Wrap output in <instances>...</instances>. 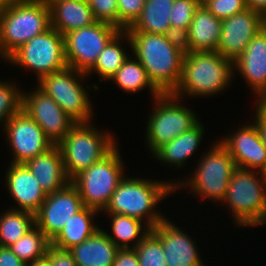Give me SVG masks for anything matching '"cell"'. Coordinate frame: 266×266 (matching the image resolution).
<instances>
[{"label": "cell", "mask_w": 266, "mask_h": 266, "mask_svg": "<svg viewBox=\"0 0 266 266\" xmlns=\"http://www.w3.org/2000/svg\"><path fill=\"white\" fill-rule=\"evenodd\" d=\"M146 0H117L118 29L125 31L139 18Z\"/></svg>", "instance_id": "d590c367"}, {"label": "cell", "mask_w": 266, "mask_h": 266, "mask_svg": "<svg viewBox=\"0 0 266 266\" xmlns=\"http://www.w3.org/2000/svg\"><path fill=\"white\" fill-rule=\"evenodd\" d=\"M48 5L51 27L63 36L96 22L88 0H52Z\"/></svg>", "instance_id": "7402d4cb"}, {"label": "cell", "mask_w": 266, "mask_h": 266, "mask_svg": "<svg viewBox=\"0 0 266 266\" xmlns=\"http://www.w3.org/2000/svg\"><path fill=\"white\" fill-rule=\"evenodd\" d=\"M3 126L6 140L13 152L10 163H25L54 146L41 127L22 109Z\"/></svg>", "instance_id": "5bb4252c"}, {"label": "cell", "mask_w": 266, "mask_h": 266, "mask_svg": "<svg viewBox=\"0 0 266 266\" xmlns=\"http://www.w3.org/2000/svg\"><path fill=\"white\" fill-rule=\"evenodd\" d=\"M234 71L246 80L255 97L266 93V34L261 30L234 61Z\"/></svg>", "instance_id": "ffe728a7"}, {"label": "cell", "mask_w": 266, "mask_h": 266, "mask_svg": "<svg viewBox=\"0 0 266 266\" xmlns=\"http://www.w3.org/2000/svg\"><path fill=\"white\" fill-rule=\"evenodd\" d=\"M167 217L151 229V232L161 241L167 266H206L201 260V254L190 235ZM181 229V230H180Z\"/></svg>", "instance_id": "ac0fdd59"}, {"label": "cell", "mask_w": 266, "mask_h": 266, "mask_svg": "<svg viewBox=\"0 0 266 266\" xmlns=\"http://www.w3.org/2000/svg\"><path fill=\"white\" fill-rule=\"evenodd\" d=\"M131 48V41L126 31H120L104 48L97 58L94 66L86 73H97L100 82L108 80L119 70L129 55L124 50L122 43L124 40ZM127 39V40H126ZM123 41V42H122ZM103 79V80H102Z\"/></svg>", "instance_id": "f1b7e54d"}, {"label": "cell", "mask_w": 266, "mask_h": 266, "mask_svg": "<svg viewBox=\"0 0 266 266\" xmlns=\"http://www.w3.org/2000/svg\"><path fill=\"white\" fill-rule=\"evenodd\" d=\"M50 28V8L44 0H6L0 6L1 59Z\"/></svg>", "instance_id": "7a4b0ae2"}, {"label": "cell", "mask_w": 266, "mask_h": 266, "mask_svg": "<svg viewBox=\"0 0 266 266\" xmlns=\"http://www.w3.org/2000/svg\"><path fill=\"white\" fill-rule=\"evenodd\" d=\"M201 3L220 20L247 9L246 0H203Z\"/></svg>", "instance_id": "8d00e7d4"}, {"label": "cell", "mask_w": 266, "mask_h": 266, "mask_svg": "<svg viewBox=\"0 0 266 266\" xmlns=\"http://www.w3.org/2000/svg\"><path fill=\"white\" fill-rule=\"evenodd\" d=\"M221 204L229 211L239 227L265 225L266 174L260 171L236 168Z\"/></svg>", "instance_id": "5b68a950"}, {"label": "cell", "mask_w": 266, "mask_h": 266, "mask_svg": "<svg viewBox=\"0 0 266 266\" xmlns=\"http://www.w3.org/2000/svg\"><path fill=\"white\" fill-rule=\"evenodd\" d=\"M118 250L102 228L81 244L69 249L77 266H113Z\"/></svg>", "instance_id": "603a6c76"}, {"label": "cell", "mask_w": 266, "mask_h": 266, "mask_svg": "<svg viewBox=\"0 0 266 266\" xmlns=\"http://www.w3.org/2000/svg\"><path fill=\"white\" fill-rule=\"evenodd\" d=\"M87 77L85 73L67 66L61 71L42 77L37 85L76 123H88L91 122L94 112L87 92L91 90V86L85 88L81 83V79Z\"/></svg>", "instance_id": "30bf717a"}, {"label": "cell", "mask_w": 266, "mask_h": 266, "mask_svg": "<svg viewBox=\"0 0 266 266\" xmlns=\"http://www.w3.org/2000/svg\"><path fill=\"white\" fill-rule=\"evenodd\" d=\"M175 0H146L135 23L126 32L164 34L170 27V16Z\"/></svg>", "instance_id": "4316f807"}, {"label": "cell", "mask_w": 266, "mask_h": 266, "mask_svg": "<svg viewBox=\"0 0 266 266\" xmlns=\"http://www.w3.org/2000/svg\"><path fill=\"white\" fill-rule=\"evenodd\" d=\"M5 182L11 197L17 203L11 209L36 214L46 199L37 179L24 163H10Z\"/></svg>", "instance_id": "d6986e66"}, {"label": "cell", "mask_w": 266, "mask_h": 266, "mask_svg": "<svg viewBox=\"0 0 266 266\" xmlns=\"http://www.w3.org/2000/svg\"><path fill=\"white\" fill-rule=\"evenodd\" d=\"M0 266H27L9 247L0 246Z\"/></svg>", "instance_id": "b9f144b4"}, {"label": "cell", "mask_w": 266, "mask_h": 266, "mask_svg": "<svg viewBox=\"0 0 266 266\" xmlns=\"http://www.w3.org/2000/svg\"><path fill=\"white\" fill-rule=\"evenodd\" d=\"M118 28L98 22L64 35L68 67L87 73L95 64L105 46L120 32Z\"/></svg>", "instance_id": "7c38bea8"}, {"label": "cell", "mask_w": 266, "mask_h": 266, "mask_svg": "<svg viewBox=\"0 0 266 266\" xmlns=\"http://www.w3.org/2000/svg\"><path fill=\"white\" fill-rule=\"evenodd\" d=\"M134 249L140 266H167L162 243L151 231Z\"/></svg>", "instance_id": "d6a6232c"}, {"label": "cell", "mask_w": 266, "mask_h": 266, "mask_svg": "<svg viewBox=\"0 0 266 266\" xmlns=\"http://www.w3.org/2000/svg\"><path fill=\"white\" fill-rule=\"evenodd\" d=\"M50 266H77L69 250L59 249L50 245L46 254Z\"/></svg>", "instance_id": "ab89813d"}, {"label": "cell", "mask_w": 266, "mask_h": 266, "mask_svg": "<svg viewBox=\"0 0 266 266\" xmlns=\"http://www.w3.org/2000/svg\"><path fill=\"white\" fill-rule=\"evenodd\" d=\"M4 62L33 70L39 81L42 77L68 66L64 36L51 27L20 46Z\"/></svg>", "instance_id": "8fae6325"}, {"label": "cell", "mask_w": 266, "mask_h": 266, "mask_svg": "<svg viewBox=\"0 0 266 266\" xmlns=\"http://www.w3.org/2000/svg\"><path fill=\"white\" fill-rule=\"evenodd\" d=\"M201 0H175L170 16V26L188 29Z\"/></svg>", "instance_id": "e575fe53"}, {"label": "cell", "mask_w": 266, "mask_h": 266, "mask_svg": "<svg viewBox=\"0 0 266 266\" xmlns=\"http://www.w3.org/2000/svg\"><path fill=\"white\" fill-rule=\"evenodd\" d=\"M260 30V13L250 8L224 19L216 52L234 62Z\"/></svg>", "instance_id": "e0dca14e"}, {"label": "cell", "mask_w": 266, "mask_h": 266, "mask_svg": "<svg viewBox=\"0 0 266 266\" xmlns=\"http://www.w3.org/2000/svg\"><path fill=\"white\" fill-rule=\"evenodd\" d=\"M21 109L43 130L53 145H58L76 124L49 95L38 86L22 91Z\"/></svg>", "instance_id": "4fadbf2b"}, {"label": "cell", "mask_w": 266, "mask_h": 266, "mask_svg": "<svg viewBox=\"0 0 266 266\" xmlns=\"http://www.w3.org/2000/svg\"><path fill=\"white\" fill-rule=\"evenodd\" d=\"M260 27L261 31L266 34V11L260 14Z\"/></svg>", "instance_id": "7dc6e473"}, {"label": "cell", "mask_w": 266, "mask_h": 266, "mask_svg": "<svg viewBox=\"0 0 266 266\" xmlns=\"http://www.w3.org/2000/svg\"><path fill=\"white\" fill-rule=\"evenodd\" d=\"M247 8L259 12L266 11V0H246Z\"/></svg>", "instance_id": "ee69618b"}, {"label": "cell", "mask_w": 266, "mask_h": 266, "mask_svg": "<svg viewBox=\"0 0 266 266\" xmlns=\"http://www.w3.org/2000/svg\"><path fill=\"white\" fill-rule=\"evenodd\" d=\"M256 109L266 118V93L257 96Z\"/></svg>", "instance_id": "f6af8a7d"}, {"label": "cell", "mask_w": 266, "mask_h": 266, "mask_svg": "<svg viewBox=\"0 0 266 266\" xmlns=\"http://www.w3.org/2000/svg\"><path fill=\"white\" fill-rule=\"evenodd\" d=\"M222 20L215 17L202 3L196 9L188 34L193 52L217 51Z\"/></svg>", "instance_id": "cb8c5ba5"}, {"label": "cell", "mask_w": 266, "mask_h": 266, "mask_svg": "<svg viewBox=\"0 0 266 266\" xmlns=\"http://www.w3.org/2000/svg\"><path fill=\"white\" fill-rule=\"evenodd\" d=\"M27 266H50V262L46 257H44L42 259L27 264Z\"/></svg>", "instance_id": "bcb514c9"}, {"label": "cell", "mask_w": 266, "mask_h": 266, "mask_svg": "<svg viewBox=\"0 0 266 266\" xmlns=\"http://www.w3.org/2000/svg\"><path fill=\"white\" fill-rule=\"evenodd\" d=\"M6 0H0V6L5 3Z\"/></svg>", "instance_id": "c3c4849f"}, {"label": "cell", "mask_w": 266, "mask_h": 266, "mask_svg": "<svg viewBox=\"0 0 266 266\" xmlns=\"http://www.w3.org/2000/svg\"><path fill=\"white\" fill-rule=\"evenodd\" d=\"M117 147L70 180L80 193L84 206L103 212L124 179L125 166Z\"/></svg>", "instance_id": "ba28073f"}, {"label": "cell", "mask_w": 266, "mask_h": 266, "mask_svg": "<svg viewBox=\"0 0 266 266\" xmlns=\"http://www.w3.org/2000/svg\"><path fill=\"white\" fill-rule=\"evenodd\" d=\"M175 193L173 182L124 177L113 192L104 213H114L136 218L150 228L166 218L156 209L164 198Z\"/></svg>", "instance_id": "6da1fadb"}, {"label": "cell", "mask_w": 266, "mask_h": 266, "mask_svg": "<svg viewBox=\"0 0 266 266\" xmlns=\"http://www.w3.org/2000/svg\"><path fill=\"white\" fill-rule=\"evenodd\" d=\"M209 149L199 159L194 174H190L189 179L184 180L185 182L174 180V187L175 191L188 187L201 199L208 198L214 202H221L225 198L230 178L237 167L234 159L219 140L214 145L212 143Z\"/></svg>", "instance_id": "52a82bcc"}, {"label": "cell", "mask_w": 266, "mask_h": 266, "mask_svg": "<svg viewBox=\"0 0 266 266\" xmlns=\"http://www.w3.org/2000/svg\"><path fill=\"white\" fill-rule=\"evenodd\" d=\"M163 35L181 56L186 57L193 52L189 41L188 29L170 26Z\"/></svg>", "instance_id": "f35d334b"}, {"label": "cell", "mask_w": 266, "mask_h": 266, "mask_svg": "<svg viewBox=\"0 0 266 266\" xmlns=\"http://www.w3.org/2000/svg\"><path fill=\"white\" fill-rule=\"evenodd\" d=\"M96 213L99 211L84 206L74 216H71V219L51 240V245L59 249L69 250L87 240L100 229L93 222Z\"/></svg>", "instance_id": "484cf974"}, {"label": "cell", "mask_w": 266, "mask_h": 266, "mask_svg": "<svg viewBox=\"0 0 266 266\" xmlns=\"http://www.w3.org/2000/svg\"><path fill=\"white\" fill-rule=\"evenodd\" d=\"M179 99L172 93H161L153 100L155 104L147 121L145 140L152 154L200 121L194 111L178 103Z\"/></svg>", "instance_id": "9c48e42d"}, {"label": "cell", "mask_w": 266, "mask_h": 266, "mask_svg": "<svg viewBox=\"0 0 266 266\" xmlns=\"http://www.w3.org/2000/svg\"><path fill=\"white\" fill-rule=\"evenodd\" d=\"M234 75V62L218 52H192L183 59L181 78L172 94L181 100L186 94L214 96L230 86Z\"/></svg>", "instance_id": "3957f363"}, {"label": "cell", "mask_w": 266, "mask_h": 266, "mask_svg": "<svg viewBox=\"0 0 266 266\" xmlns=\"http://www.w3.org/2000/svg\"><path fill=\"white\" fill-rule=\"evenodd\" d=\"M113 266H140L135 249H119Z\"/></svg>", "instance_id": "60d3db41"}, {"label": "cell", "mask_w": 266, "mask_h": 266, "mask_svg": "<svg viewBox=\"0 0 266 266\" xmlns=\"http://www.w3.org/2000/svg\"><path fill=\"white\" fill-rule=\"evenodd\" d=\"M35 226V215L8 209L0 214V246L9 247Z\"/></svg>", "instance_id": "4dcf8cb0"}, {"label": "cell", "mask_w": 266, "mask_h": 266, "mask_svg": "<svg viewBox=\"0 0 266 266\" xmlns=\"http://www.w3.org/2000/svg\"><path fill=\"white\" fill-rule=\"evenodd\" d=\"M24 164L46 194L56 192L70 183L64 169L62 153L57 145Z\"/></svg>", "instance_id": "44dd1931"}, {"label": "cell", "mask_w": 266, "mask_h": 266, "mask_svg": "<svg viewBox=\"0 0 266 266\" xmlns=\"http://www.w3.org/2000/svg\"><path fill=\"white\" fill-rule=\"evenodd\" d=\"M201 123L198 122L188 131L161 146L152 156L161 161L160 163H169L171 166L178 167L177 169L184 166V163L193 156L192 154L197 152L205 134Z\"/></svg>", "instance_id": "d4e9b609"}, {"label": "cell", "mask_w": 266, "mask_h": 266, "mask_svg": "<svg viewBox=\"0 0 266 266\" xmlns=\"http://www.w3.org/2000/svg\"><path fill=\"white\" fill-rule=\"evenodd\" d=\"M22 91L13 82L0 81V123L2 125L21 110Z\"/></svg>", "instance_id": "836d02e7"}, {"label": "cell", "mask_w": 266, "mask_h": 266, "mask_svg": "<svg viewBox=\"0 0 266 266\" xmlns=\"http://www.w3.org/2000/svg\"><path fill=\"white\" fill-rule=\"evenodd\" d=\"M255 117H253V121L257 124L263 144L266 148V118L255 109Z\"/></svg>", "instance_id": "7bdbcfd3"}, {"label": "cell", "mask_w": 266, "mask_h": 266, "mask_svg": "<svg viewBox=\"0 0 266 266\" xmlns=\"http://www.w3.org/2000/svg\"><path fill=\"white\" fill-rule=\"evenodd\" d=\"M113 135L95 128L91 122L76 123L57 145L67 177L71 180L105 157L118 144Z\"/></svg>", "instance_id": "8992f818"}, {"label": "cell", "mask_w": 266, "mask_h": 266, "mask_svg": "<svg viewBox=\"0 0 266 266\" xmlns=\"http://www.w3.org/2000/svg\"><path fill=\"white\" fill-rule=\"evenodd\" d=\"M50 245L51 240L35 225L9 248L24 263L29 264L46 257Z\"/></svg>", "instance_id": "1f68e13d"}, {"label": "cell", "mask_w": 266, "mask_h": 266, "mask_svg": "<svg viewBox=\"0 0 266 266\" xmlns=\"http://www.w3.org/2000/svg\"><path fill=\"white\" fill-rule=\"evenodd\" d=\"M132 55L146 70L149 80L161 93H172L182 74L181 56L163 34L127 32Z\"/></svg>", "instance_id": "277c9868"}, {"label": "cell", "mask_w": 266, "mask_h": 266, "mask_svg": "<svg viewBox=\"0 0 266 266\" xmlns=\"http://www.w3.org/2000/svg\"><path fill=\"white\" fill-rule=\"evenodd\" d=\"M231 134L221 138L220 143L228 150L236 167L266 174V148L257 124L254 121L251 125L245 124Z\"/></svg>", "instance_id": "2e32d148"}, {"label": "cell", "mask_w": 266, "mask_h": 266, "mask_svg": "<svg viewBox=\"0 0 266 266\" xmlns=\"http://www.w3.org/2000/svg\"><path fill=\"white\" fill-rule=\"evenodd\" d=\"M88 2L96 21L118 28L117 0H88Z\"/></svg>", "instance_id": "74e56055"}, {"label": "cell", "mask_w": 266, "mask_h": 266, "mask_svg": "<svg viewBox=\"0 0 266 266\" xmlns=\"http://www.w3.org/2000/svg\"><path fill=\"white\" fill-rule=\"evenodd\" d=\"M106 214L112 219L110 223L114 236L106 233L119 249H134L151 231L145 222L136 218L114 213Z\"/></svg>", "instance_id": "83f0119b"}, {"label": "cell", "mask_w": 266, "mask_h": 266, "mask_svg": "<svg viewBox=\"0 0 266 266\" xmlns=\"http://www.w3.org/2000/svg\"><path fill=\"white\" fill-rule=\"evenodd\" d=\"M84 207L80 193L70 182L64 188L46 195L35 214V225L52 240L65 224Z\"/></svg>", "instance_id": "9a60e30c"}, {"label": "cell", "mask_w": 266, "mask_h": 266, "mask_svg": "<svg viewBox=\"0 0 266 266\" xmlns=\"http://www.w3.org/2000/svg\"><path fill=\"white\" fill-rule=\"evenodd\" d=\"M128 57L119 70L109 79L116 83L118 88L124 92L138 93L145 88H149L153 99L157 98L161 92L149 80L146 70L138 59Z\"/></svg>", "instance_id": "f546056e"}]
</instances>
